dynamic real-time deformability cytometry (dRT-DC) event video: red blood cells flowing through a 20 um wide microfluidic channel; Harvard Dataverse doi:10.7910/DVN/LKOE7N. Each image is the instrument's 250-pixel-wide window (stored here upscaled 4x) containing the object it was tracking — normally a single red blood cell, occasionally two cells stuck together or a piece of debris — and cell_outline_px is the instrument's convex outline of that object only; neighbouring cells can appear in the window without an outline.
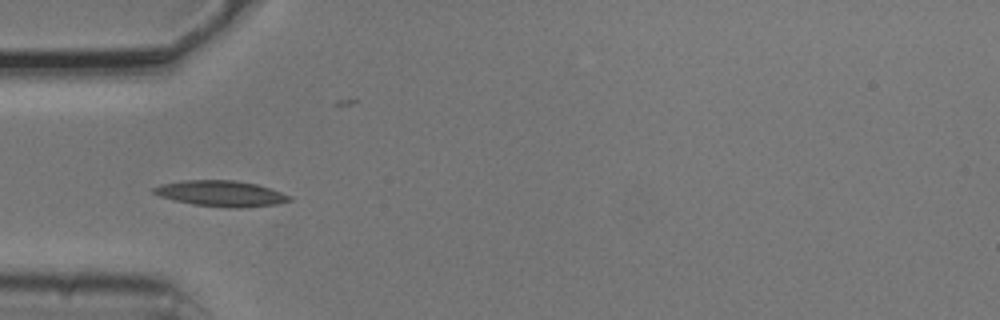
{"species": "common noctule bat (a hibernating species)", "species_latin": "Nyctalus noctula", "temperature_condition": "cold", "stored_images_in_passage": 6, "camera_frame_rate_fps": 3000, "um_per_image_px": 0.085, "animal": {"sex": "male", "body_mass_g": 20.5, "forearm_length_mm": 52.5}, "frame": {"image": 1, "passage_image": 4, "time_ms": 1.0, "image_size_px": [1000, 320], "cell_outline_px": [[292, 200], [276, 204], [240, 208], [228, 208], [192, 204], [160, 196], [152, 192], [152, 188], [160, 184], [184, 180], [232, 180], [256, 184], [292, 196]], "centroid_in_image_um": [18.77, 16.45], "position_along_channel_um": 66.2, "area_um2": 20.29}}
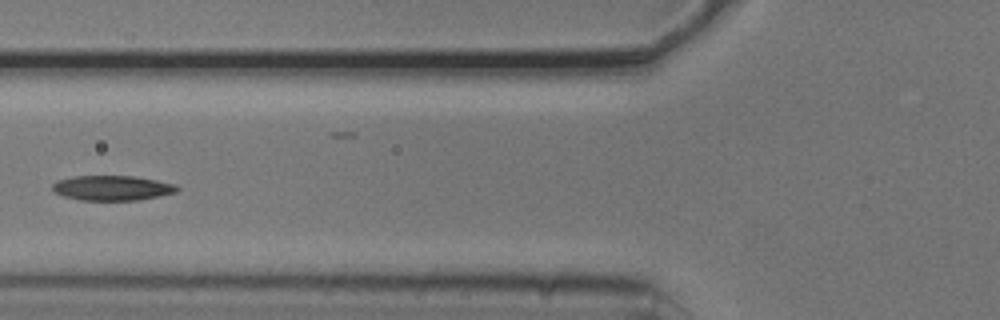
{"frame": {"image": 2, "passage_image": 5, "time_ms": 1.333, "image_size_px": [1000, 320], "cell_outline_px": [[180, 188], [176, 192], [140, 200], [80, 200], [64, 196], [56, 192], [52, 188], [52, 184], [56, 180], [72, 176], [136, 176], [176, 184]], "centroid_in_image_um": [9.54, 15.97], "position_along_channel_um": 116.3, "area_um2": 18.15}}
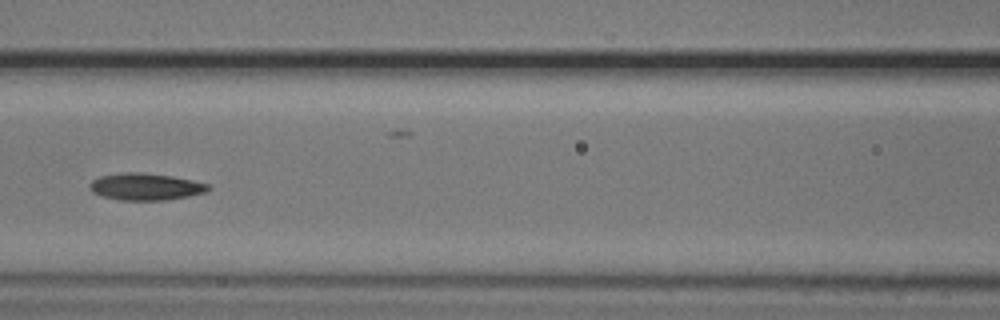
{"frame": {"image": 3, "passage_image": 6, "time_ms": 1.667, "image_size_px": [1000, 320], "cell_outline_px": [[212, 188], [204, 192], [188, 196], [164, 200], [120, 200], [104, 196], [92, 192], [88, 184], [92, 180], [100, 176], [124, 172], [144, 172], [172, 176], [192, 180], [208, 184]], "centroid_in_image_um": [12.36, 15.86], "position_along_channel_um": 154.2, "area_um2": 18.55}}